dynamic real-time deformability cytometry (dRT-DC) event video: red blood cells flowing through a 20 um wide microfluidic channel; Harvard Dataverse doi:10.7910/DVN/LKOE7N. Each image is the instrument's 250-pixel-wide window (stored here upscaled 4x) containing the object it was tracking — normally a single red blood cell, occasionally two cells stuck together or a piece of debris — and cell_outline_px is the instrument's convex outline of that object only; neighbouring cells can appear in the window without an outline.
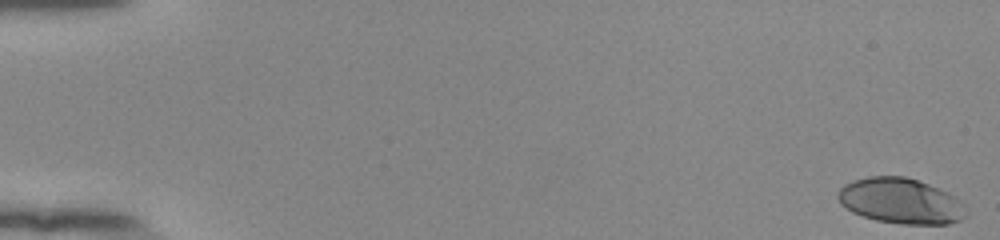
{"species": "human", "species_latin": "Homo sapiens", "temperature_condition": "room temperature", "stored_images_in_passage": 15, "camera_frame_rate_fps": 3000, "um_per_image_px": 0.085, "donor": {"sex": "female"}, "frame": {"image": 1, "passage_image": 1, "time_ms": 0.0, "image_size_px": [1000, 240], "cell_outline_px": [[968, 216], [960, 220], [948, 224], [900, 224], [876, 220], [852, 212], [840, 204], [836, 196], [840, 188], [844, 184], [852, 180], [868, 176], [904, 176], [928, 184], [956, 196], [964, 204]], "centroid_in_image_um": [76.56, 17.08], "position_along_channel_um": 8.4, "area_um2": 34.22}}